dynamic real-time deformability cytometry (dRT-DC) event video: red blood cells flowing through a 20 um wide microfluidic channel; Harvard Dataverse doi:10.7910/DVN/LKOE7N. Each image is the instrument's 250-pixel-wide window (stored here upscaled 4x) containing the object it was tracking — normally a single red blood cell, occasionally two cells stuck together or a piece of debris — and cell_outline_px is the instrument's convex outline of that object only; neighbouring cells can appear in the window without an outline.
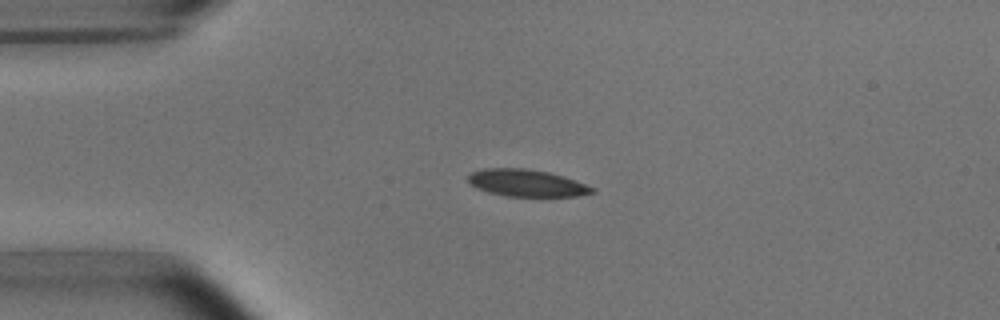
{"species": "common noctule bat (a hibernating species)", "species_latin": "Nyctalus noctula", "temperature_condition": "room temperature", "stored_images_in_passage": 2, "camera_frame_rate_fps": 3000, "um_per_image_px": 0.085, "animal": {"sex": "male", "body_mass_g": 15.6}, "frame": {"image": 1, "passage_image": 1, "time_ms": 0.0, "image_size_px": [1000, 320], "cell_outline_px": [[596, 192], [576, 196], [508, 196], [488, 192], [476, 188], [468, 184], [468, 176], [472, 172], [484, 168], [524, 168], [548, 172], [564, 176], [596, 188]], "centroid_in_image_um": [44.76, 15.55], "position_along_channel_um": 40.2, "area_um2": 19.59}}